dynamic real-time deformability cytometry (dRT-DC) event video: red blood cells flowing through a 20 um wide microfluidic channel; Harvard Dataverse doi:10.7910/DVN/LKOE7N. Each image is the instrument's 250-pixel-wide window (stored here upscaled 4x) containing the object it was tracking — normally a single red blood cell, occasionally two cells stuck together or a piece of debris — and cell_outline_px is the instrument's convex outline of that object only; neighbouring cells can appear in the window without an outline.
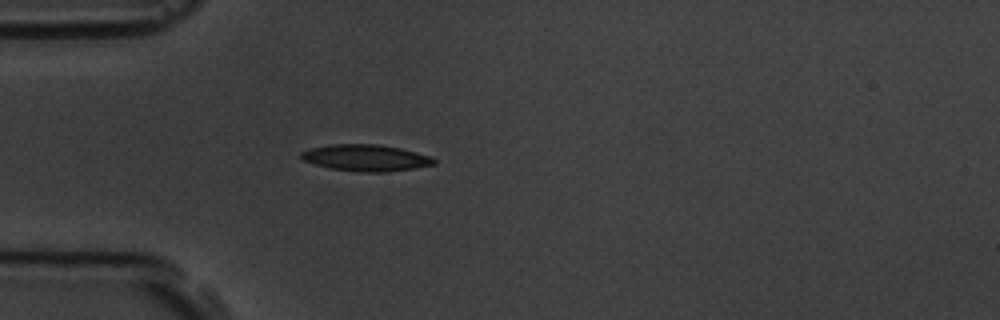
{"species": "common noctule bat (a hibernating species)", "species_latin": "Nyctalus noctula", "temperature_condition": "room temperature", "stored_images_in_passage": 1, "camera_frame_rate_fps": 3000, "um_per_image_px": 0.085, "animal": {"sex": "male", "body_mass_g": 19.5, "forearm_length_mm": 54.6}, "frame": {"image": 1, "passage_image": 1, "time_ms": 0.0, "image_size_px": [1000, 320], "cell_outline_px": [[436, 164], [388, 172], [364, 172], [332, 168], [316, 164], [304, 160], [300, 156], [300, 152], [308, 148], [328, 144], [380, 144], [400, 148], [416, 152], [428, 156], [436, 160]], "centroid_in_image_um": [31.08, 13.4], "position_along_channel_um": 53.9, "area_um2": 20.4}}